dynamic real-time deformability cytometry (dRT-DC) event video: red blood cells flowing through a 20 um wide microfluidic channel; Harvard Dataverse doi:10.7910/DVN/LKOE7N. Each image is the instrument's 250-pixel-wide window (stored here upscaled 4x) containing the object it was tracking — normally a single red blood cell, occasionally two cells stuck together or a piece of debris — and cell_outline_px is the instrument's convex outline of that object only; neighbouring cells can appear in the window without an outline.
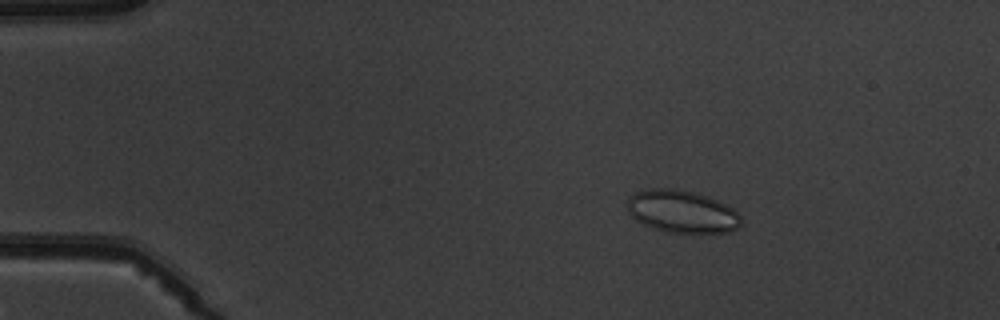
{"species": "common noctule bat (a hibernating species)", "species_latin": "Nyctalus noctula", "temperature_condition": "warm", "stored_images_in_passage": 5, "camera_frame_rate_fps": 3000, "um_per_image_px": 0.085, "animal": {"sex": "male", "body_mass_g": 19.5, "forearm_length_mm": 54.6}, "frame": {"image": 1, "passage_image": 3, "time_ms": 2.333, "image_size_px": [1000, 320], "cell_outline_px": [[744, 224], [732, 232], [668, 232], [652, 228], [636, 220], [628, 212], [628, 196], [636, 192], [648, 188], [676, 188], [692, 192], [716, 200], [732, 208], [740, 216]], "centroid_in_image_um": [57.96, 17.98], "position_along_channel_um": 27.0, "area_um2": 28.15}}